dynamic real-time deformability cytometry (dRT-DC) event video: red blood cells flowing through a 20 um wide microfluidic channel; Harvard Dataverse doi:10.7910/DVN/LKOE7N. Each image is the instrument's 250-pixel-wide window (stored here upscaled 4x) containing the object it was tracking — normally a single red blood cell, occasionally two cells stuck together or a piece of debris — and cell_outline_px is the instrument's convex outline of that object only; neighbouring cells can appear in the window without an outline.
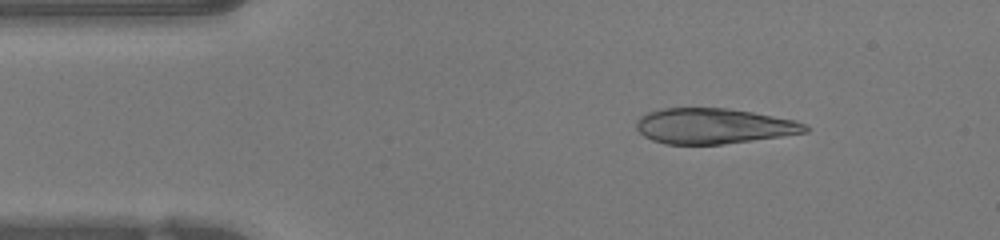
{"species": "human", "species_latin": "Homo sapiens", "temperature_condition": "warm", "stored_images_in_passage": 46, "camera_frame_rate_fps": 3000, "um_per_image_px": 0.085, "donor": {"sex": "female"}, "frame": {"image": 1, "passage_image": 6, "time_ms": 1.667, "image_size_px": [1000, 240], "cell_outline_px": [[808, 132], [724, 144], [664, 144], [652, 140], [644, 136], [636, 128], [636, 120], [640, 116], [648, 112], [660, 108], [728, 108], [752, 112], [796, 120], [804, 124], [808, 128]], "centroid_in_image_um": [60.62, 10.71], "position_along_channel_um": 24.4, "area_um2": 34.85}}
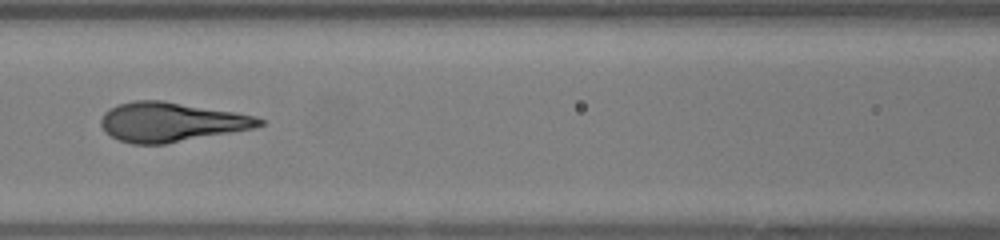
{"frame": {"image": 2, "passage_image": 19, "time_ms": 6.0, "image_size_px": [1000, 240], "cell_outline_px": [[264, 124], [252, 128], [164, 144], [132, 144], [120, 140], [104, 132], [100, 124], [100, 120], [104, 112], [120, 104], [136, 100], [160, 100], [256, 116], [264, 120]], "centroid_in_image_um": [14.49, 10.38], "position_along_channel_um": 152.1, "area_um2": 35.72}}
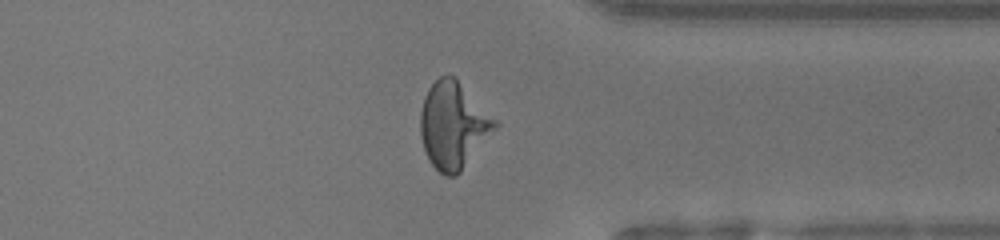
{"frame": {"image": 3, "passage_image": 35, "time_ms": 11.333, "image_size_px": [1000, 240], "cell_outline_px": [[500, 124], [460, 172], [456, 176], [444, 176], [432, 164], [424, 148], [420, 136], [420, 112], [424, 96], [428, 88], [440, 76], [456, 76]], "centroid_in_image_um": [38.53, 10.63], "position_along_channel_um": 372.9, "area_um2": 37.57}, "authors_computed_cell_mechanics": {"area_um2": 36.1828, "velocity_mm_per_s": 4.2537, "shape_relaxation_time_tau1_ms": 5.0194, "shape_relaxation_time_tau2_ms": null, "deformation_change_tau1": 0.2928, "deformation_change_tau2": null}}